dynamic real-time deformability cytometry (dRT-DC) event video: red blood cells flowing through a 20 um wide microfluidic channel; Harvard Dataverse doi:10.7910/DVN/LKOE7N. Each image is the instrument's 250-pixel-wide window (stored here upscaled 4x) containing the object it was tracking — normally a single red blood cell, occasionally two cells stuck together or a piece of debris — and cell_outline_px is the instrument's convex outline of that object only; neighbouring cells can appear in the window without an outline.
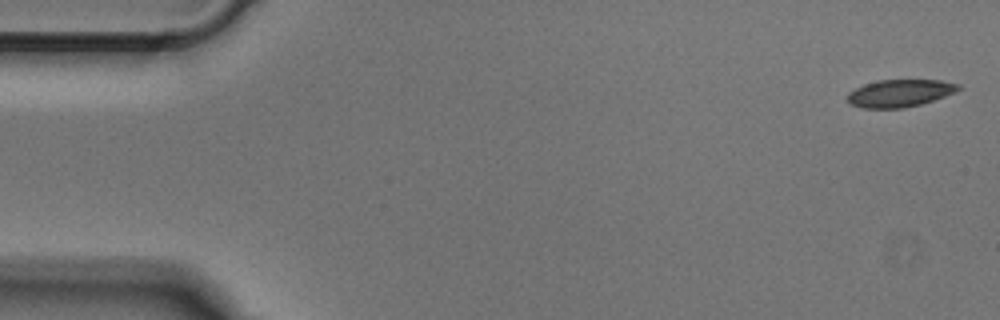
{"species": "Egyptian fruit bat (a non-hibernating species)", "species_latin": "Rousettus aegyptiacus", "temperature_condition": "cold", "stored_images_in_passage": 49, "camera_frame_rate_fps": 3000, "um_per_image_px": 0.085, "animal": {"sex": "male"}, "frame": {"image": 1, "passage_image": 1, "time_ms": 0.0, "image_size_px": [1000, 320], "cell_outline_px": [[960, 88], [944, 96], [920, 104], [904, 108], [864, 108], [852, 104], [848, 100], [848, 92], [864, 84], [880, 80], [940, 80], [960, 84]], "centroid_in_image_um": [76.46, 7.91], "position_along_channel_um": 8.5, "area_um2": 17.4}}
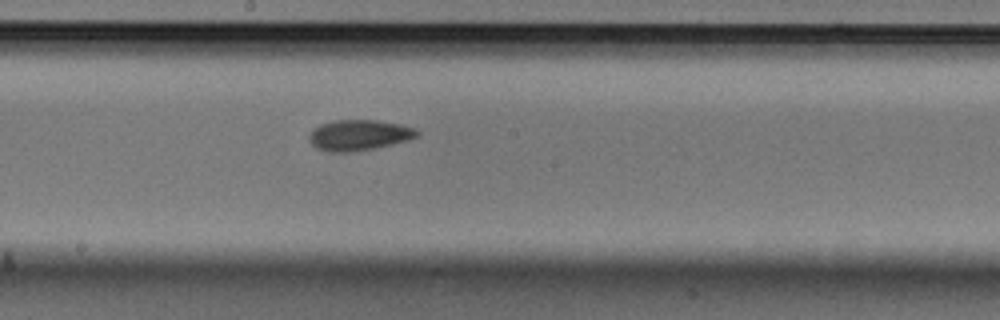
{"frame": {"image": 2, "passage_image": 26, "time_ms": 8.333, "image_size_px": [1000, 320], "cell_outline_px": [[420, 132], [416, 136], [408, 140], [392, 144], [372, 148], [348, 152], [328, 152], [316, 148], [312, 144], [308, 136], [320, 124], [336, 120], [376, 120], [400, 124], [416, 128]], "centroid_in_image_um": [30.52, 11.48], "position_along_channel_um": 217.7, "area_um2": 19.07}}
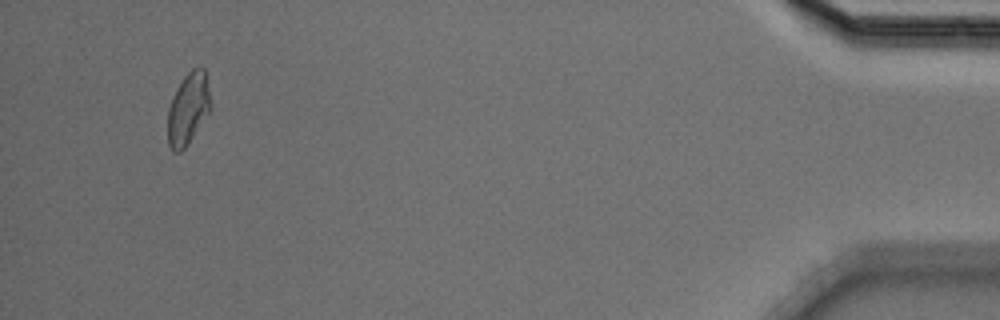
{"frame": {"image": 3, "passage_image": 47, "time_ms": 15.333, "image_size_px": [1000, 320], "cell_outline_px": [[212, 108], [184, 148], [180, 152], [172, 152], [168, 144], [168, 108], [176, 88], [184, 76], [196, 64], [200, 64], [204, 68], [212, 104]], "centroid_in_image_um": [16.0, 9.19], "position_along_channel_um": 419.2, "area_um2": 18.09}}